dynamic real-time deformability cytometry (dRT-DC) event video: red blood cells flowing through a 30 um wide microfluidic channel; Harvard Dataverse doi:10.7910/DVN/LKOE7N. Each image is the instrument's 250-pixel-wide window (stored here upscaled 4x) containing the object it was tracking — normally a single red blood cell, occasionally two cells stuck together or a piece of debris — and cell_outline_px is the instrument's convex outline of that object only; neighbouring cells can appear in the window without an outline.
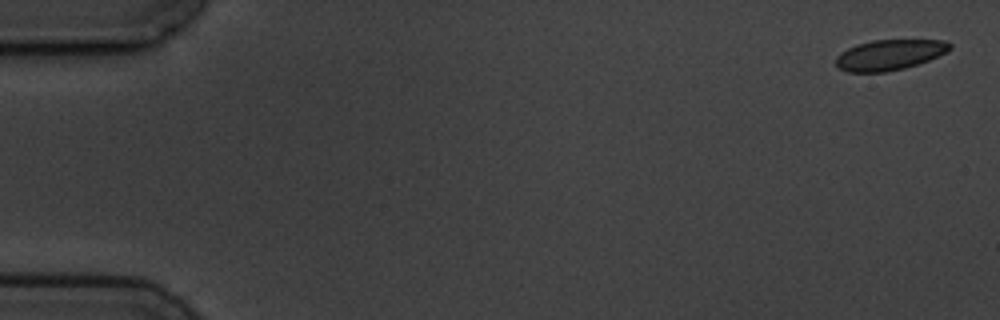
{"species": "common noctule bat (a hibernating species)", "species_latin": "Nyctalus noctula", "temperature_condition": "cold", "stored_images_in_passage": 3, "camera_frame_rate_fps": 3000, "um_per_image_px": 0.085, "animal": {"sex": "male", "body_mass_g": 19.5, "forearm_length_mm": 54.6}, "frame": {"image": 1, "passage_image": 1, "time_ms": 0.0, "image_size_px": [1000, 320], "cell_outline_px": [[952, 48], [948, 52], [928, 60], [904, 68], [884, 72], [848, 72], [840, 68], [836, 64], [836, 56], [840, 52], [856, 44], [872, 40], [944, 40], [952, 44]], "centroid_in_image_um": [75.61, 4.65], "position_along_channel_um": 9.4, "area_um2": 20.23}}